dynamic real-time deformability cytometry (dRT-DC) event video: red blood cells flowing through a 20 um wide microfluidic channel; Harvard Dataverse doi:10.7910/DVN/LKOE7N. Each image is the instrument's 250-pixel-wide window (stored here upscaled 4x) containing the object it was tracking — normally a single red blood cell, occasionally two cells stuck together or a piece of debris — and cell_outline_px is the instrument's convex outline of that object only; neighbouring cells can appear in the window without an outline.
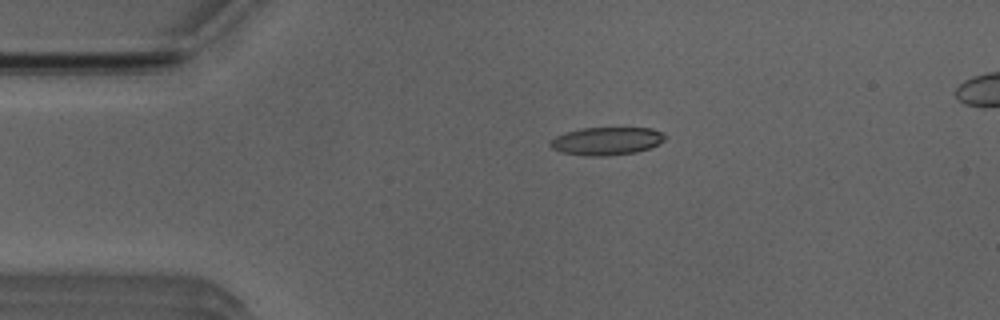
{"species": "Egyptian fruit bat (a non-hibernating species)", "species_latin": "Rousettus aegyptiacus", "temperature_condition": "room temperature", "stored_images_in_passage": 17, "camera_frame_rate_fps": 3000, "um_per_image_px": 0.085, "animal": {"sex": "male"}, "frame": {"image": 1, "passage_image": 10, "time_ms": 3.0, "image_size_px": [1000, 320], "cell_outline_px": [[668, 136], [664, 140], [648, 148], [636, 152], [604, 156], [584, 156], [560, 152], [552, 148], [548, 144], [556, 136], [568, 132], [584, 128], [652, 128]], "centroid_in_image_um": [51.55, 11.99], "position_along_channel_um": 33.5, "area_um2": 18.5}}